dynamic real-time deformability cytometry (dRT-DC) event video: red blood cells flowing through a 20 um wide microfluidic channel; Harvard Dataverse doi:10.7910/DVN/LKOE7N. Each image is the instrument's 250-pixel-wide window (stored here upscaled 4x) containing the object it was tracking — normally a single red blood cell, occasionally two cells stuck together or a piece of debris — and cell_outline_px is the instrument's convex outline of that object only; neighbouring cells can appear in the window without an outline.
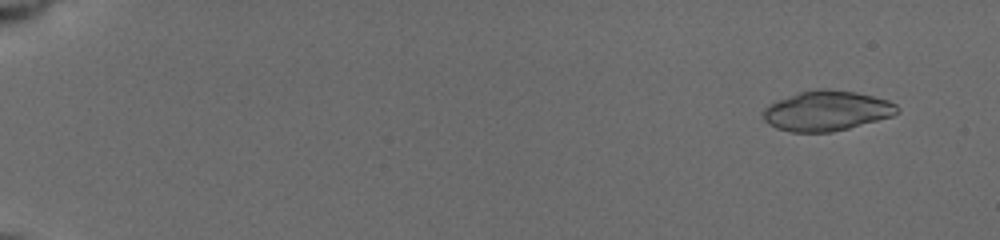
{"species": "common noctule bat (a hibernating species)", "species_latin": "Nyctalus noctula", "temperature_condition": "cold", "stored_images_in_passage": 20, "camera_frame_rate_fps": 3000, "um_per_image_px": 0.085, "animal": {"sex": "female", "body_mass_g": 19.5, "forearm_length_mm": 54.1}, "frame": {"image": 1, "passage_image": 1, "time_ms": 0.0, "image_size_px": [1000, 240], "cell_outline_px": [[900, 112], [892, 116], [848, 128], [832, 132], [792, 132], [776, 128], [768, 124], [764, 120], [760, 112], [764, 108], [780, 100], [800, 92], [816, 88], [824, 88], [856, 92], [888, 100], [896, 104], [900, 108]], "centroid_in_image_um": [70.27, 9.42], "position_along_channel_um": 14.7, "area_um2": 31.21}}